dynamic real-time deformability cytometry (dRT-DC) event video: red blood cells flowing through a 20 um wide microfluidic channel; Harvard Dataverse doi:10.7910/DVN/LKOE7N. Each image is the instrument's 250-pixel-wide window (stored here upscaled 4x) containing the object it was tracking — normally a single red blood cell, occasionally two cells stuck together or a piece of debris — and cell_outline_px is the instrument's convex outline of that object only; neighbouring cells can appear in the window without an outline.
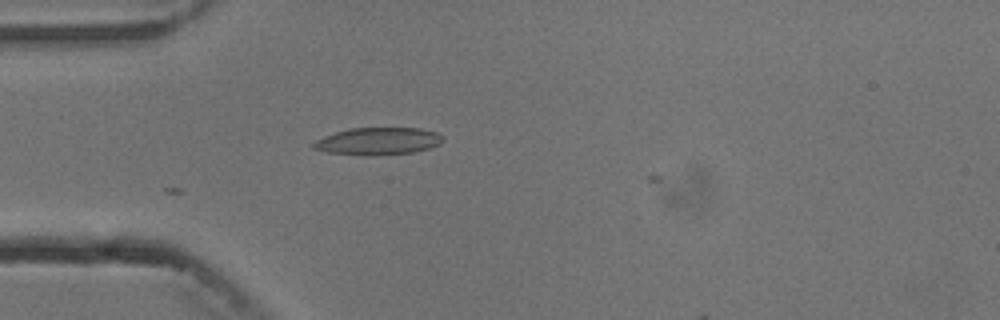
{"species": "common noctule bat (a hibernating species)", "species_latin": "Nyctalus noctula", "temperature_condition": "cold", "stored_images_in_passage": 2, "camera_frame_rate_fps": 3000, "um_per_image_px": 0.085, "animal": {"sex": "male", "body_mass_g": 13.3}, "frame": {"image": 1, "passage_image": 1, "time_ms": 0.0, "image_size_px": [1000, 320], "cell_outline_px": [[444, 140], [440, 144], [428, 148], [412, 152], [368, 156], [328, 152], [312, 148], [312, 144], [316, 140], [324, 136], [348, 128], [420, 128], [436, 132], [444, 136]], "centroid_in_image_um": [32.14, 11.99], "position_along_channel_um": 52.9, "area_um2": 20.58}}